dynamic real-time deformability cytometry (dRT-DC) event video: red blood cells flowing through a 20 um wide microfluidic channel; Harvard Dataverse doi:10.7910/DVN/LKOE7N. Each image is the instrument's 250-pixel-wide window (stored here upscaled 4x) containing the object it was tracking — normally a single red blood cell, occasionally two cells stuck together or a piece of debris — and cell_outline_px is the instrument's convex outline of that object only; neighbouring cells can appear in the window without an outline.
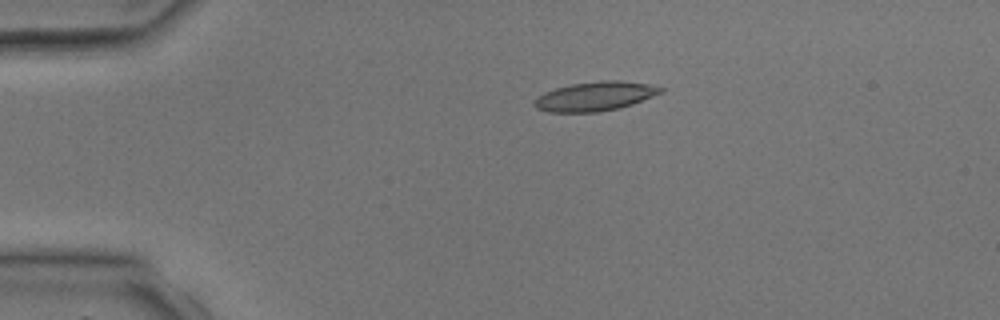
{"species": "common noctule bat (a hibernating species)", "species_latin": "Nyctalus noctula", "temperature_condition": "room temperature", "stored_images_in_passage": 4, "camera_frame_rate_fps": 3000, "um_per_image_px": 0.085, "animal": {"sex": "male", "body_mass_g": 17.9, "forearm_length_mm": 54.2}, "frame": {"image": 1, "passage_image": 3, "time_ms": 2.333, "image_size_px": [1000, 320], "cell_outline_px": [[664, 92], [632, 104], [620, 108], [596, 112], [548, 112], [536, 108], [536, 100], [544, 92], [556, 88], [572, 84], [604, 80], [620, 80], [648, 84], [664, 88]], "centroid_in_image_um": [50.63, 8.18], "position_along_channel_um": 34.4, "area_um2": 21.27}}